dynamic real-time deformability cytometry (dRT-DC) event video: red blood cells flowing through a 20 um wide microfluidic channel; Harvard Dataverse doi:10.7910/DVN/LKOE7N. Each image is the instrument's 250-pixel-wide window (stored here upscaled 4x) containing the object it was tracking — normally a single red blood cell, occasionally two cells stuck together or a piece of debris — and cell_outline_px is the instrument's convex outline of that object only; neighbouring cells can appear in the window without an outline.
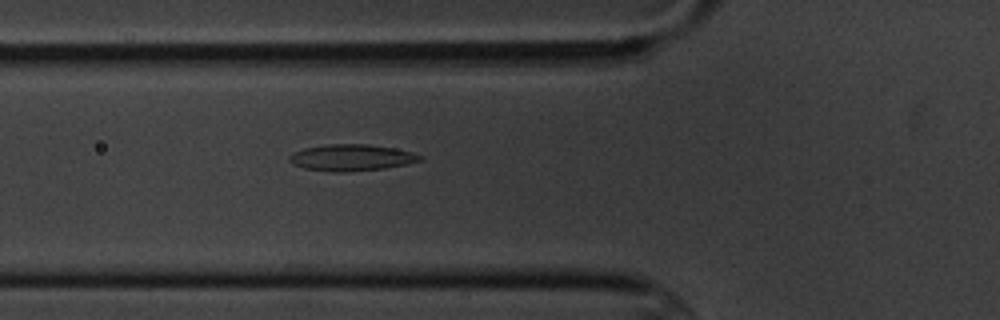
{"species": "common noctule bat (a hibernating species)", "species_latin": "Nyctalus noctula", "temperature_condition": "cold", "stored_images_in_passage": 6, "camera_frame_rate_fps": 3000, "um_per_image_px": 0.085, "animal": {"sex": "male", "body_mass_g": 20.1, "forearm_length_mm": 53.5}, "frame": {"image": 1, "passage_image": 6, "time_ms": 5.667, "image_size_px": [1000, 320], "cell_outline_px": [[424, 160], [408, 164], [384, 168], [348, 172], [332, 172], [304, 168], [292, 164], [288, 160], [288, 156], [304, 148], [328, 144], [368, 144], [396, 148], [412, 152], [424, 156]], "centroid_in_image_um": [29.91, 13.4], "position_along_channel_um": 95.9, "area_um2": 20.35}}